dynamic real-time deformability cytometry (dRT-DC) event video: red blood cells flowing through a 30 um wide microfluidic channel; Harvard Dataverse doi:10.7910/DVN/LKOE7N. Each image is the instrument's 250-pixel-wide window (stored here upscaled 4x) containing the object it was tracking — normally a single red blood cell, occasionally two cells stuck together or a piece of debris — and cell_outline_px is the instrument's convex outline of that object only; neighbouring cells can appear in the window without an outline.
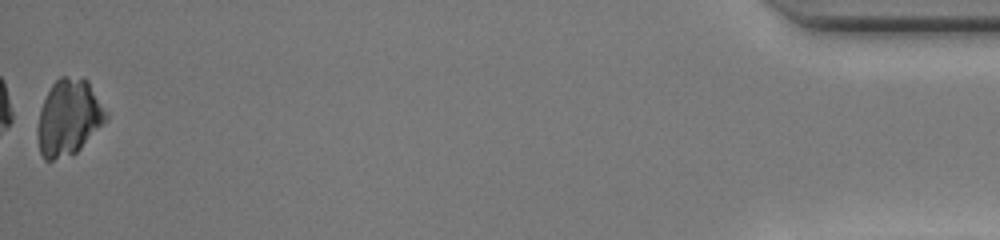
{"species": "common noctule bat (a hibernating species)", "species_latin": "Nyctalus noctula", "temperature_condition": "warm", "stored_images_in_passage": 33, "camera_frame_rate_fps": 3000, "um_per_image_px": 0.085, "animal": {"sex": "female", "body_mass_g": 20.0, "forearm_length_mm": 54.0}, "frame": {"image": 1, "passage_image": 33, "time_ms": 10.667, "image_size_px": [1000, 240], "cell_outline_px": [[108, 120], [76, 152], [52, 160], [44, 160], [40, 152], [36, 136], [36, 128], [40, 108], [52, 84], [60, 76], [84, 76], [88, 80], [108, 112]], "centroid_in_image_um": [5.84, 9.95], "position_along_channel_um": 429.4, "area_um2": 30.75}}